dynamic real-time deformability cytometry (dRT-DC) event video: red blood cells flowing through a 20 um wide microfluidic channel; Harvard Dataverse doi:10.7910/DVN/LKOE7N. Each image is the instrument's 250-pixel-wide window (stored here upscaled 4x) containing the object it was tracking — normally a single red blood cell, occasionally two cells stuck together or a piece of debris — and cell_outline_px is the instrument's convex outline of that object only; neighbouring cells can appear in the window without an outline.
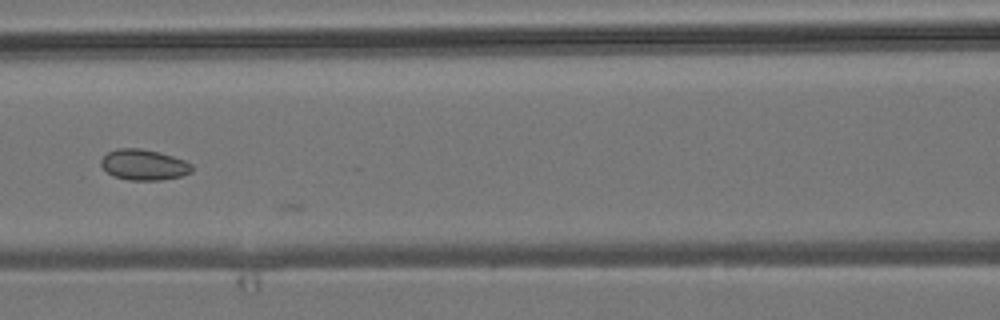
{"species": "common noctule bat (a hibernating species)", "species_latin": "Nyctalus noctula", "temperature_condition": "room temperature", "stored_images_in_passage": 8, "camera_frame_rate_fps": 3000, "um_per_image_px": 0.085, "animal": {"sex": "male", "body_mass_g": 19.2, "forearm_length_mm": 51.8}, "frame": {"image": 1, "passage_image": 6, "time_ms": 6.0, "image_size_px": [1000, 320], "cell_outline_px": [[192, 172], [180, 176], [160, 180], [128, 180], [112, 176], [100, 164], [100, 160], [108, 152], [116, 148], [140, 148], [160, 152], [184, 160], [192, 164]], "centroid_in_image_um": [12.21, 14.0], "position_along_channel_um": 154.4, "area_um2": 16.3}}
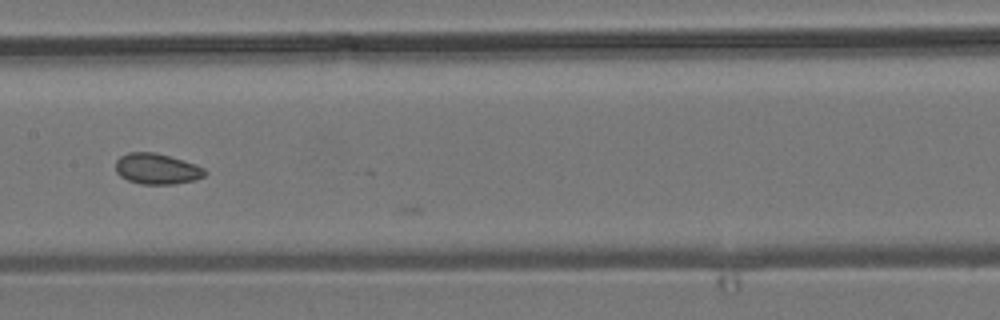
{"frame": {"image": 2, "passage_image": 7, "time_ms": 7.0, "image_size_px": [1000, 320], "cell_outline_px": [[208, 172], [204, 176], [196, 180], [172, 184], [140, 184], [128, 180], [120, 176], [116, 172], [116, 160], [120, 156], [128, 152], [152, 152], [168, 156], [196, 164], [204, 168]], "centroid_in_image_um": [13.34, 14.36], "position_along_channel_um": 194.1, "area_um2": 16.01}}
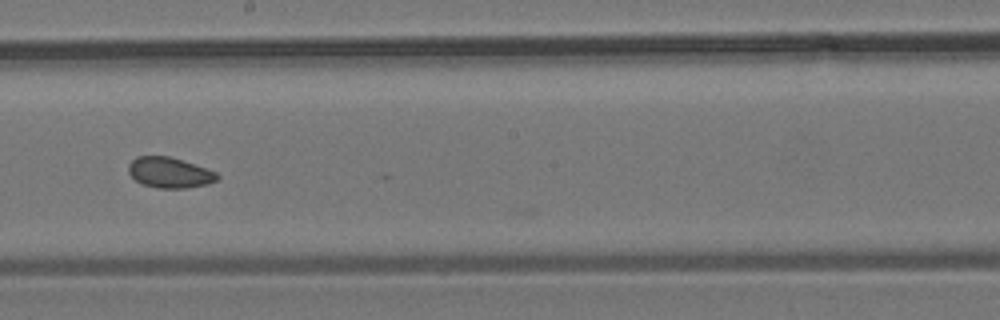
{"frame": {"image": 3, "passage_image": 8, "time_ms": 8.0, "image_size_px": [1000, 320], "cell_outline_px": [[220, 176], [216, 180], [208, 184], [184, 188], [156, 188], [140, 184], [128, 172], [128, 164], [136, 156], [168, 156], [216, 172]], "centroid_in_image_um": [14.37, 14.68], "position_along_channel_um": 233.8, "area_um2": 15.66}}